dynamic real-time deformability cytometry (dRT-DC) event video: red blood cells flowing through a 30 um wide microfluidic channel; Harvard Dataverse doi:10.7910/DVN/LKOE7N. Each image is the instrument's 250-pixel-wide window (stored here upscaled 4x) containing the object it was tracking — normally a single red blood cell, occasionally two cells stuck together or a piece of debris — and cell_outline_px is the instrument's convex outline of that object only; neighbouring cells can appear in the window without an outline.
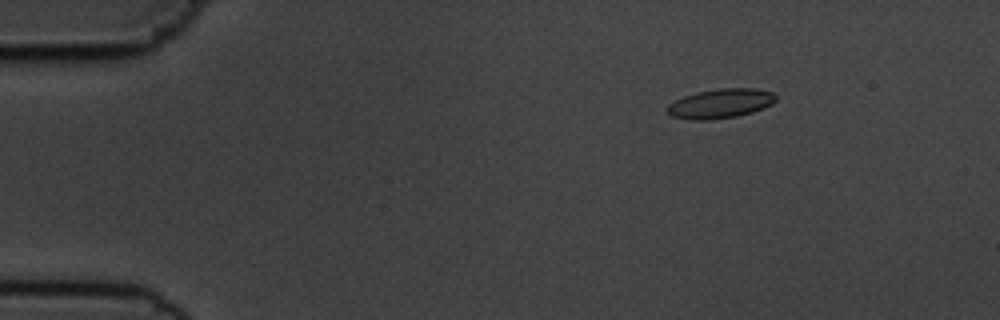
{"species": "common noctule bat (a hibernating species)", "species_latin": "Nyctalus noctula", "temperature_condition": "cold", "stored_images_in_passage": 8, "camera_frame_rate_fps": 3000, "um_per_image_px": 0.085, "animal": {"sex": "male", "body_mass_g": 19.5, "forearm_length_mm": 54.6}, "frame": {"image": 1, "passage_image": 3, "time_ms": 2.333, "image_size_px": [1000, 320], "cell_outline_px": [[776, 100], [772, 104], [764, 108], [752, 112], [736, 116], [712, 120], [688, 120], [672, 116], [668, 112], [668, 104], [684, 96], [696, 92], [720, 88], [756, 88], [772, 92], [776, 96]], "centroid_in_image_um": [61.25, 8.8], "position_along_channel_um": 23.7, "area_um2": 18.67}}
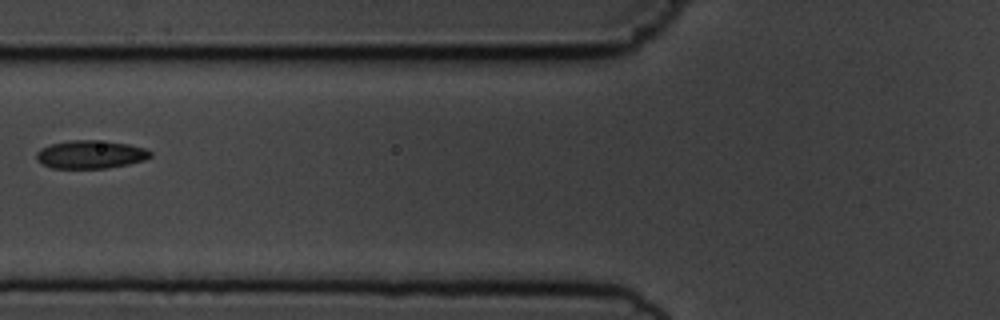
{"frame": {"image": 2, "passage_image": 7, "time_ms": 7.0, "image_size_px": [1000, 320], "cell_outline_px": [[152, 156], [144, 160], [128, 164], [108, 168], [52, 168], [36, 160], [36, 152], [40, 148], [52, 144], [68, 140], [92, 140], [128, 144], [144, 148], [152, 152]], "centroid_in_image_um": [7.68, 13.13], "position_along_channel_um": 118.1, "area_um2": 18.61}}
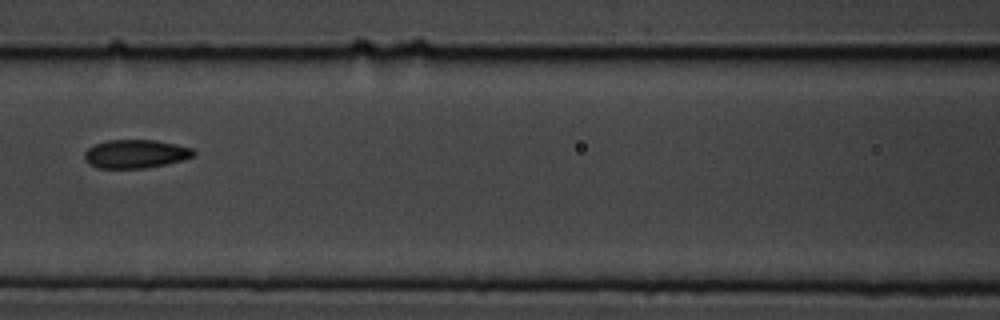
{"frame": {"image": 3, "passage_image": 8, "time_ms": 8.0, "image_size_px": [1000, 320], "cell_outline_px": [[196, 156], [164, 164], [144, 168], [96, 168], [88, 164], [84, 160], [84, 152], [88, 148], [96, 144], [108, 140], [152, 140], [176, 144], [192, 148], [196, 152]], "centroid_in_image_um": [11.5, 13.08], "position_along_channel_um": 155.1, "area_um2": 18.09}}